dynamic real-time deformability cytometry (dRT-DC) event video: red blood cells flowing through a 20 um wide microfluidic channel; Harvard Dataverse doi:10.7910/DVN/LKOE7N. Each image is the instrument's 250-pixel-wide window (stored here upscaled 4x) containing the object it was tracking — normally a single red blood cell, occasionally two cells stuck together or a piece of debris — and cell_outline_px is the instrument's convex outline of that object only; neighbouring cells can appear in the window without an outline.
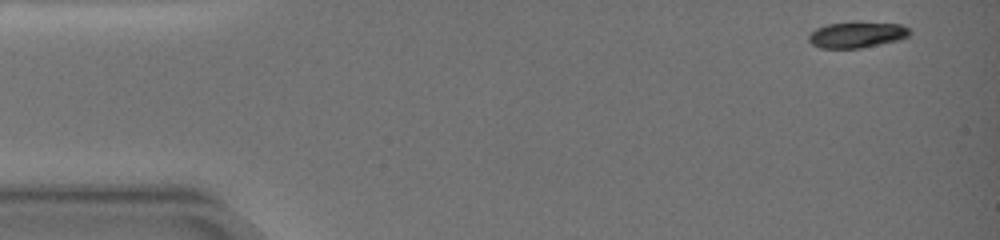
{"species": "common noctule bat (a hibernating species)", "species_latin": "Nyctalus noctula", "temperature_condition": "warm", "stored_images_in_passage": 53, "camera_frame_rate_fps": 3000, "um_per_image_px": 0.085, "animal": {"sex": "female", "body_mass_g": 19.0, "forearm_length_mm": 51.5}, "frame": {"image": 1, "passage_image": 1, "time_ms": 0.0, "image_size_px": [1000, 240], "cell_outline_px": [[912, 32], [908, 36], [900, 40], [860, 48], [820, 48], [812, 44], [808, 40], [808, 36], [816, 28], [828, 24], [852, 20], [856, 20], [900, 24], [908, 28]], "centroid_in_image_um": [72.85, 2.92], "position_along_channel_um": 12.2, "area_um2": 15.78}}
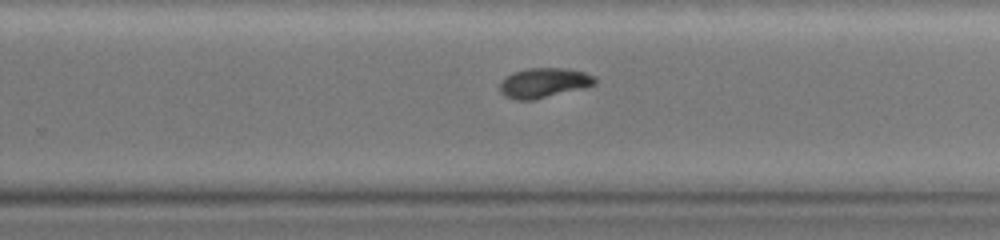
{"frame": {"image": 2, "passage_image": 39, "time_ms": 11.0, "image_size_px": [1000, 240], "cell_outline_px": [[596, 84], [588, 88], [532, 100], [516, 100], [504, 96], [500, 92], [500, 80], [512, 72], [528, 68], [568, 68], [584, 72], [596, 76]], "centroid_in_image_um": [46.25, 7.04], "position_along_channel_um": 283.5, "area_um2": 16.94}}
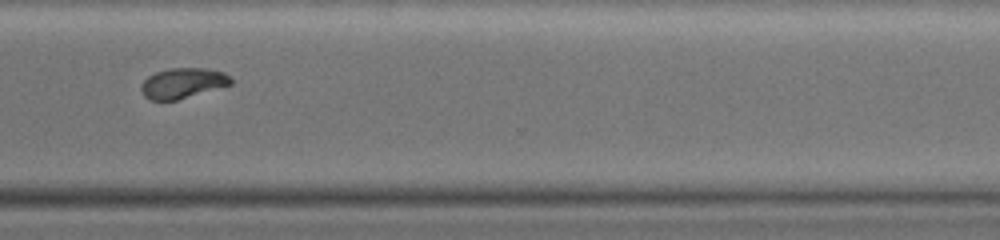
{"frame": {"image": 3, "passage_image": 52, "time_ms": 13.0, "image_size_px": [1000, 240], "cell_outline_px": [[232, 84], [176, 100], [148, 100], [144, 96], [140, 88], [140, 84], [148, 76], [156, 72], [168, 68], [204, 68], [224, 72], [232, 80]], "centroid_in_image_um": [15.49, 7.06], "position_along_channel_um": 355.1, "area_um2": 15.78}}